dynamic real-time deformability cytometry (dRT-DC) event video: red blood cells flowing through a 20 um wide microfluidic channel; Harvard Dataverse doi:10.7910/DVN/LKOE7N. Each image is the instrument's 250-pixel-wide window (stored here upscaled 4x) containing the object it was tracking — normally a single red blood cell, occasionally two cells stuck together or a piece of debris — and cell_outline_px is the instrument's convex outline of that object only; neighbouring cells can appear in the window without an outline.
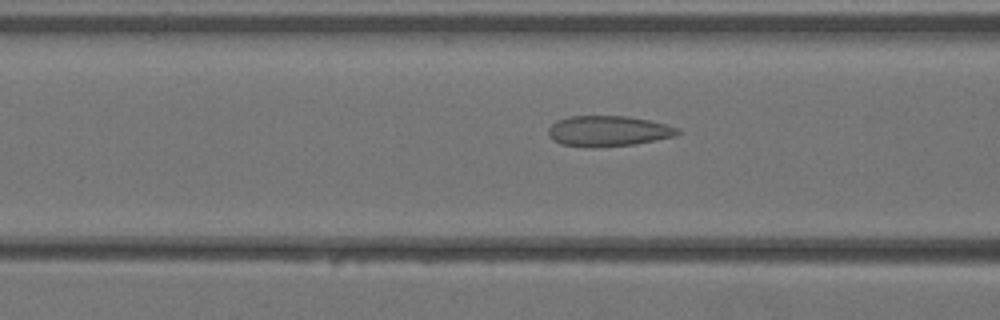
{"species": "Egyptian fruit bat (a non-hibernating species)", "species_latin": "Rousettus aegyptiacus", "temperature_condition": "warm", "stored_images_in_passage": 5, "camera_frame_rate_fps": 3000, "um_per_image_px": 0.085, "animal": {"sex": "female"}, "frame": {"image": 1, "passage_image": 4, "time_ms": 1.0, "image_size_px": [1000, 320], "cell_outline_px": [[680, 132], [676, 136], [636, 144], [592, 148], [588, 148], [560, 144], [552, 140], [548, 136], [548, 128], [556, 120], [568, 116], [628, 116], [648, 120], [680, 128]], "centroid_in_image_um": [51.66, 11.15], "position_along_channel_um": 114.9, "area_um2": 23.35}}